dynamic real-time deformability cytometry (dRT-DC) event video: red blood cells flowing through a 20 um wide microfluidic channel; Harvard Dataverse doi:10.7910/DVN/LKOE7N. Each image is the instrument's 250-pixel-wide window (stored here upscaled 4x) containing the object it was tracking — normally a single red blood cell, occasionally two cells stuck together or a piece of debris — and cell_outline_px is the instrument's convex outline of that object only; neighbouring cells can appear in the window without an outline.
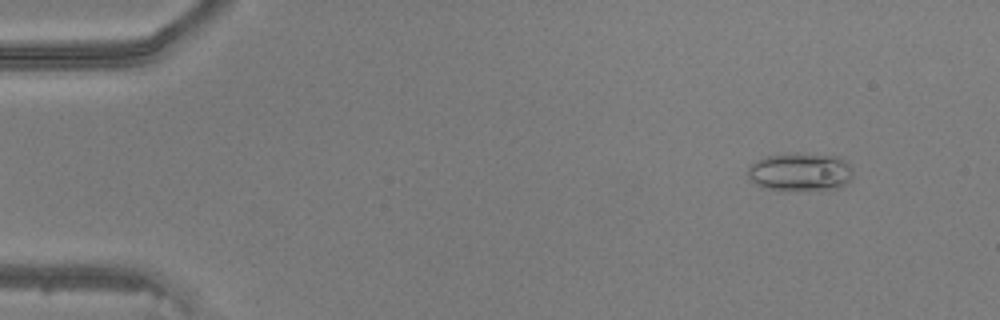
{"species": "common noctule bat (a hibernating species)", "species_latin": "Nyctalus noctula", "temperature_condition": "warm", "stored_images_in_passage": 16, "camera_frame_rate_fps": 3000, "um_per_image_px": 0.085, "animal": {"sex": "male", "body_mass_g": 20.5, "forearm_length_mm": 52.5}, "frame": {"image": 1, "passage_image": 5, "time_ms": 1.333, "image_size_px": [1000, 320], "cell_outline_px": [[852, 180], [848, 184], [840, 188], [760, 188], [748, 180], [748, 168], [756, 160], [768, 156], [796, 152], [836, 156], [844, 160], [852, 168]], "centroid_in_image_um": [68.02, 14.58], "position_along_channel_um": 17.0, "area_um2": 23.18}}